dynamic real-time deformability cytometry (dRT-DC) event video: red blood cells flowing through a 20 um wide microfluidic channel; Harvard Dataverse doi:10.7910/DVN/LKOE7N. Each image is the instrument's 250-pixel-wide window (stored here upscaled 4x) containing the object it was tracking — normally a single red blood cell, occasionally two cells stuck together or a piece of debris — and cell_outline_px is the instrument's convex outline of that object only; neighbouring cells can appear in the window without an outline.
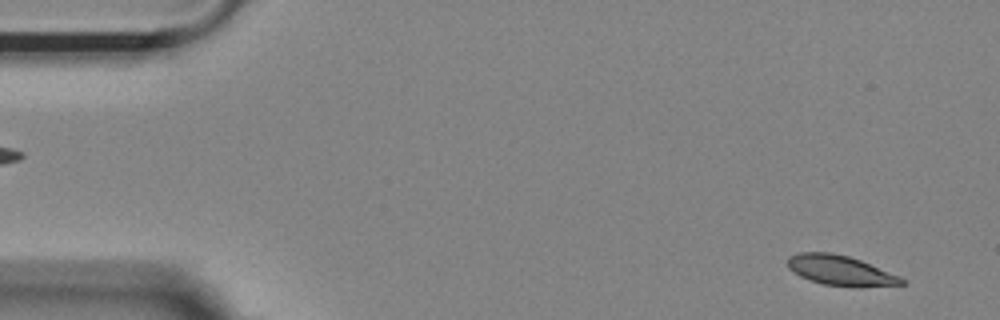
{"species": "Egyptian fruit bat (a non-hibernating species)", "species_latin": "Rousettus aegyptiacus", "temperature_condition": "room temperature", "stored_images_in_passage": 48, "camera_frame_rate_fps": 3000, "um_per_image_px": 0.085, "animal": {"sex": "female"}, "frame": {"image": 1, "passage_image": 3, "time_ms": 0.667, "image_size_px": [1000, 320], "cell_outline_px": [[908, 284], [860, 288], [852, 288], [824, 284], [800, 276], [788, 268], [788, 256], [800, 252], [832, 252], [848, 256], [860, 260], [900, 276]], "centroid_in_image_um": [71.48, 23.01], "position_along_channel_um": 13.5, "area_um2": 20.17}}
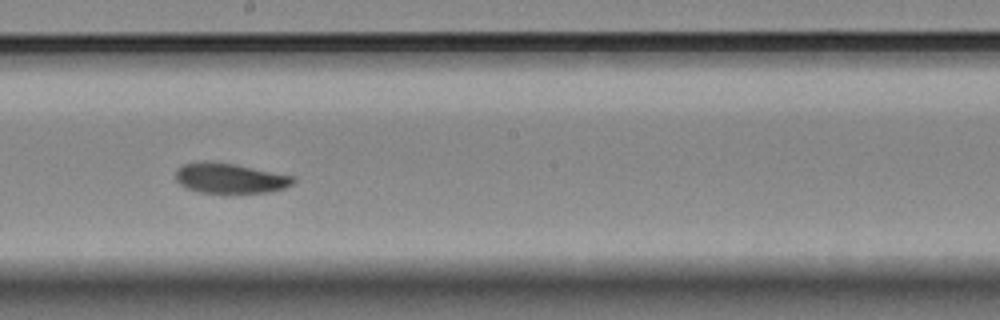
{"frame": {"image": 2, "passage_image": 30, "time_ms": 9.667, "image_size_px": [1000, 320], "cell_outline_px": [[296, 180], [292, 184], [284, 188], [268, 192], [200, 192], [188, 188], [180, 184], [176, 180], [176, 168], [184, 164], [200, 160], [208, 160], [236, 164], [296, 176]], "centroid_in_image_um": [19.55, 15.11], "position_along_channel_um": 228.6, "area_um2": 20.75}}
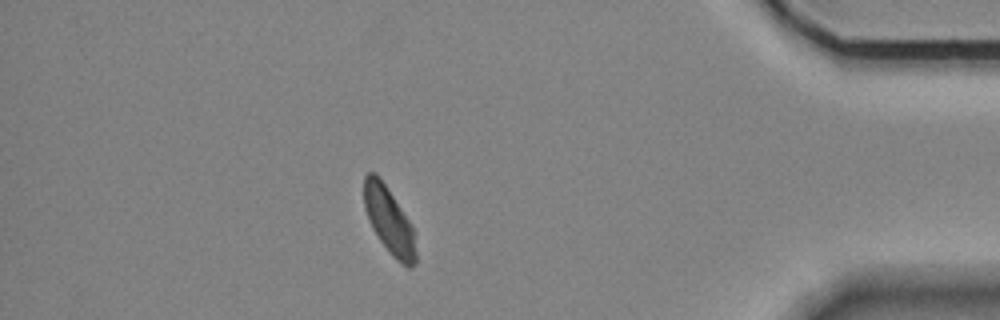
{"frame": {"image": 3, "passage_image": 48, "time_ms": 15.667, "image_size_px": [1000, 320], "cell_outline_px": [[416, 264], [408, 268], [396, 260], [392, 256], [380, 240], [372, 228], [364, 208], [364, 176], [368, 172], [376, 172], [380, 176], [416, 232]], "centroid_in_image_um": [33.09, 18.76], "position_along_channel_um": 402.1, "area_um2": 20.29}, "authors_computed_cell_mechanics": {"area_um2": 21.2993, "velocity_mm_per_s": 3.5865, "shape_relaxation_time_tau1_ms": 2.8483, "shape_relaxation_time_tau2_ms": null, "deformation_change_tau1": 0.0907, "deformation_change_tau2": null}}